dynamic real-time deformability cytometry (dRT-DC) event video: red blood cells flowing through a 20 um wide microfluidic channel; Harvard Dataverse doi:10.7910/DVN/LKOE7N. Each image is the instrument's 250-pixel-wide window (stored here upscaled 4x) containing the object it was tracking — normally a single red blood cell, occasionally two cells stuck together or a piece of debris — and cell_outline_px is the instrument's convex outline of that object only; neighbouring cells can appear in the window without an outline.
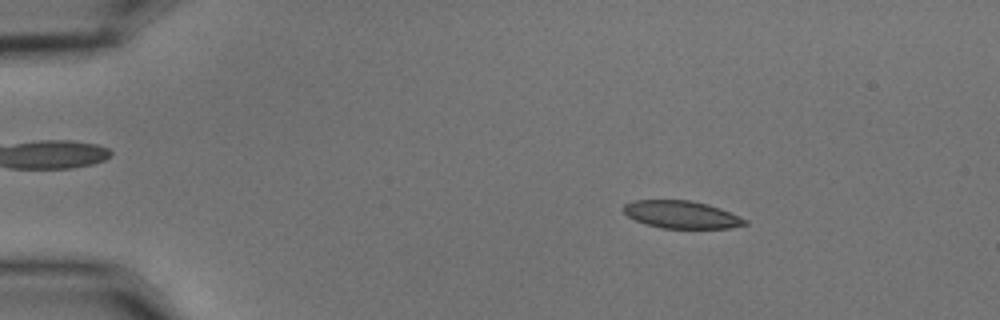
{"species": "common noctule bat (a hibernating species)", "species_latin": "Nyctalus noctula", "temperature_condition": "cold", "stored_images_in_passage": 56, "camera_frame_rate_fps": 3000, "um_per_image_px": 0.085, "animal": {"sex": "male", "body_mass_g": 15.6}, "frame": {"image": 1, "passage_image": 9, "time_ms": 2.667, "image_size_px": [1000, 320], "cell_outline_px": [[748, 224], [728, 228], [664, 228], [644, 224], [628, 216], [624, 212], [624, 204], [632, 200], [688, 200], [708, 204], [720, 208], [748, 220]], "centroid_in_image_um": [57.92, 18.24], "position_along_channel_um": 27.1, "area_um2": 19.42}}
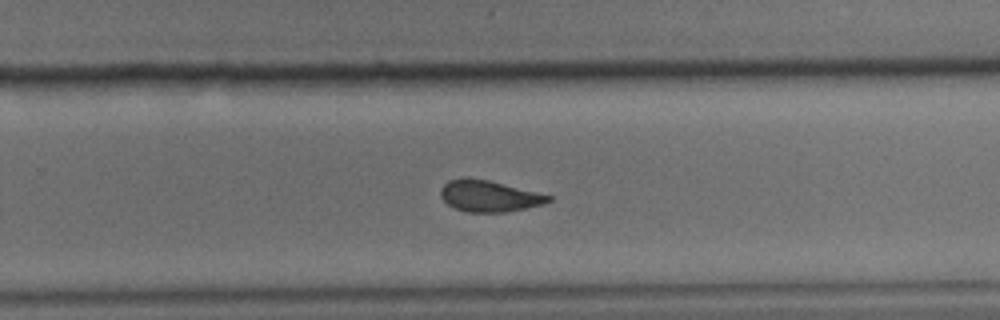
{"frame": {"image": 2, "passage_image": 37, "time_ms": 12.0, "image_size_px": [1000, 320], "cell_outline_px": [[552, 200], [544, 204], [504, 212], [468, 212], [456, 208], [448, 204], [440, 196], [440, 188], [448, 180], [460, 176], [488, 180], [552, 196]], "centroid_in_image_um": [41.53, 16.65], "position_along_channel_um": 288.3, "area_um2": 19.59}}
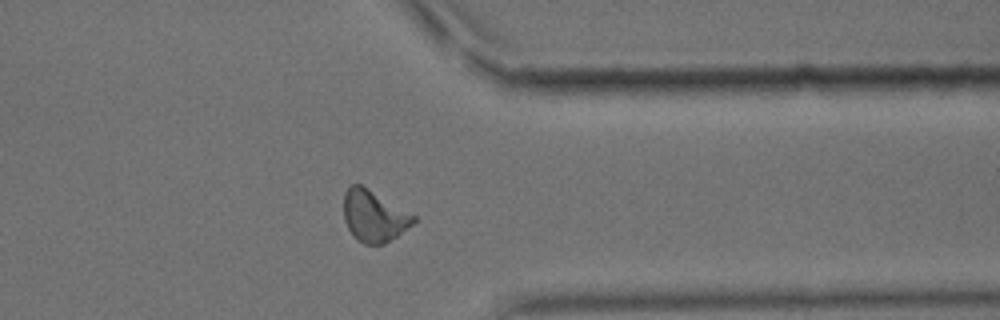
{"frame": {"image": 3, "passage_image": 45, "time_ms": 14.667, "image_size_px": [1000, 320], "cell_outline_px": [[416, 220], [412, 224], [396, 236], [384, 244], [364, 244], [356, 240], [352, 236], [344, 220], [344, 192], [348, 184], [360, 184], [416, 216]], "centroid_in_image_um": [31.74, 18.36], "position_along_channel_um": 379.7, "area_um2": 20.81}, "authors_computed_cell_mechanics": {"area_um2": 20.5768, "velocity_mm_per_s": 3.5747, "shape_relaxation_time_tau1_ms": 9.9568, "shape_relaxation_time_tau2_ms": 2.9488, "deformation_change_tau1": 0.1949, "deformation_change_tau2": 0.0813}}